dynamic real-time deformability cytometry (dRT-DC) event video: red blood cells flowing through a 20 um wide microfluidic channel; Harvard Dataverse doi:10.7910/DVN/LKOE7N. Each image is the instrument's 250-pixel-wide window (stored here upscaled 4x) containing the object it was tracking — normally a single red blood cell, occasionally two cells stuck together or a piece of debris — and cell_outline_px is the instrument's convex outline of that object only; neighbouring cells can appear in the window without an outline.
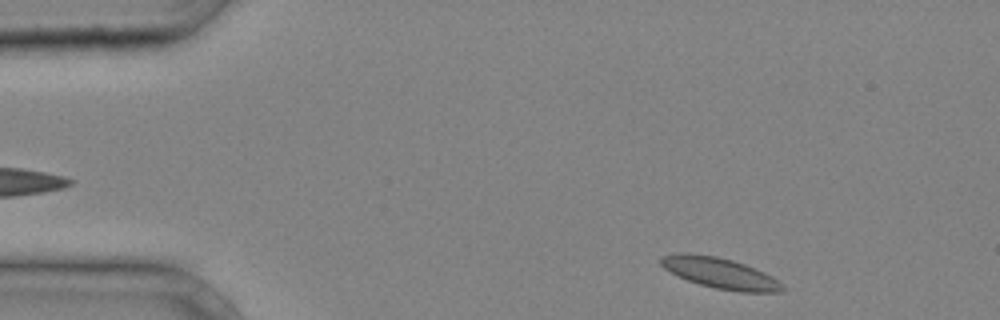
{"species": "common noctule bat (a hibernating species)", "species_latin": "Nyctalus noctula", "temperature_condition": "cold", "stored_images_in_passage": 34, "camera_frame_rate_fps": 3000, "um_per_image_px": 0.085, "animal": {"sex": "male", "body_mass_g": 20.4}, "frame": {"image": 1, "passage_image": 1, "time_ms": 0.0, "image_size_px": [1000, 320], "cell_outline_px": [[784, 288], [780, 292], [740, 292], [716, 288], [700, 284], [688, 280], [664, 268], [660, 264], [660, 256], [680, 252], [688, 252], [716, 256], [732, 260], [744, 264], [764, 272], [772, 276]], "centroid_in_image_um": [61.17, 23.19], "position_along_channel_um": 23.8, "area_um2": 21.56}}
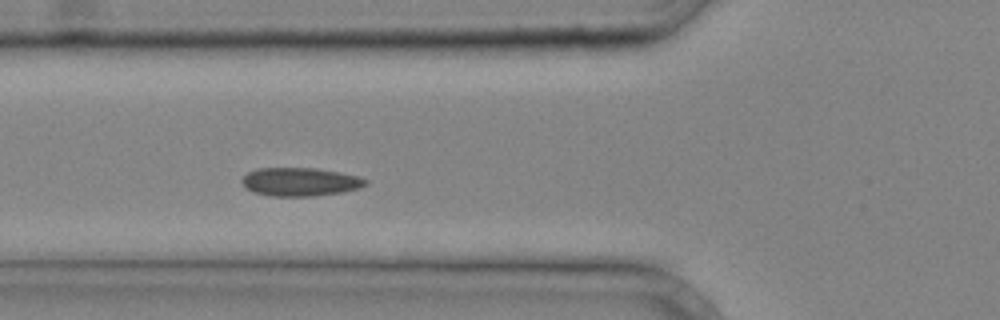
{"frame": {"image": 2, "passage_image": 10, "time_ms": 3.0, "image_size_px": [1000, 320], "cell_outline_px": [[368, 184], [360, 188], [340, 192], [312, 196], [272, 196], [252, 192], [240, 180], [248, 172], [256, 168], [316, 168], [340, 172], [360, 176], [368, 180]], "centroid_in_image_um": [25.54, 15.45], "position_along_channel_um": 100.3, "area_um2": 20.52}}
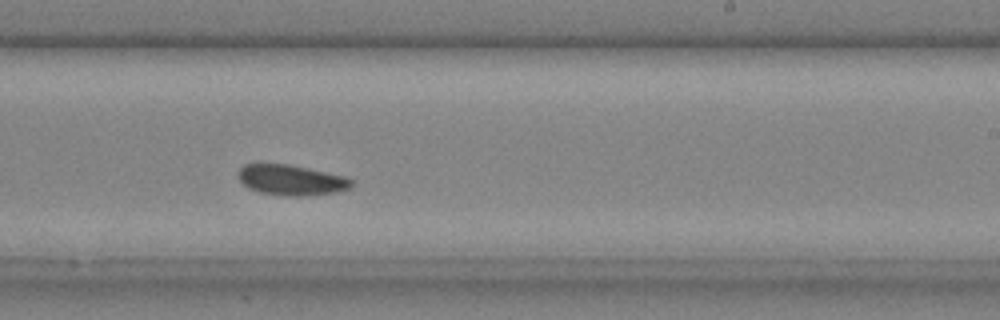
{"frame": {"image": 3, "passage_image": 20, "time_ms": 6.333, "image_size_px": [1000, 320], "cell_outline_px": [[352, 188], [336, 192], [300, 196], [288, 196], [260, 192], [248, 188], [240, 180], [236, 172], [244, 164], [288, 164], [308, 168], [344, 176], [352, 180]], "centroid_in_image_um": [24.74, 15.3], "position_along_channel_um": 264.3, "area_um2": 20.0}}